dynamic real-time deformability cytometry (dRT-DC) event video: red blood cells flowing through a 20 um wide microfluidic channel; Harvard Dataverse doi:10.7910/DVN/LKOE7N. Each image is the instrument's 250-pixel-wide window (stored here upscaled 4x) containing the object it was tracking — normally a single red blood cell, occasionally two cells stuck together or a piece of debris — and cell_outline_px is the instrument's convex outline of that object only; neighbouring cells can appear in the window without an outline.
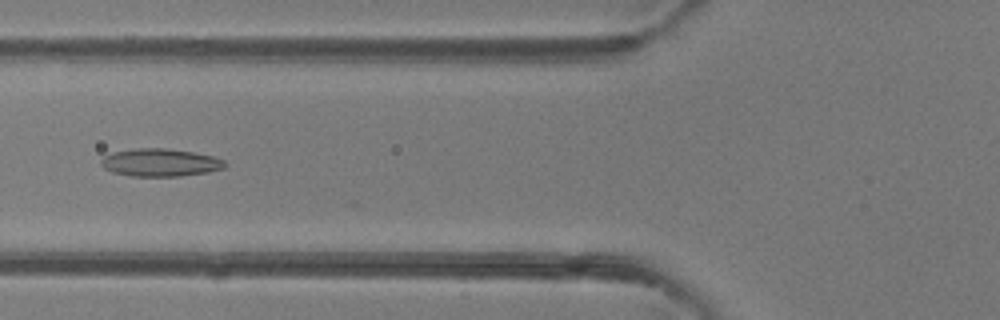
{"species": "common noctule bat (a hibernating species)", "species_latin": "Nyctalus noctula", "temperature_condition": "room temperature", "stored_images_in_passage": 25, "camera_frame_rate_fps": 3000, "um_per_image_px": 0.085, "animal": {"sex": "female"}, "frame": {"image": 1, "passage_image": 15, "time_ms": 4.667, "image_size_px": [1000, 320], "cell_outline_px": [[228, 164], [224, 168], [208, 172], [180, 176], [132, 176], [112, 172], [104, 168], [100, 164], [100, 160], [104, 156], [112, 152], [132, 148], [164, 148], [192, 152], [212, 156], [224, 160]], "centroid_in_image_um": [13.6, 13.81], "position_along_channel_um": 112.2, "area_um2": 20.11}}
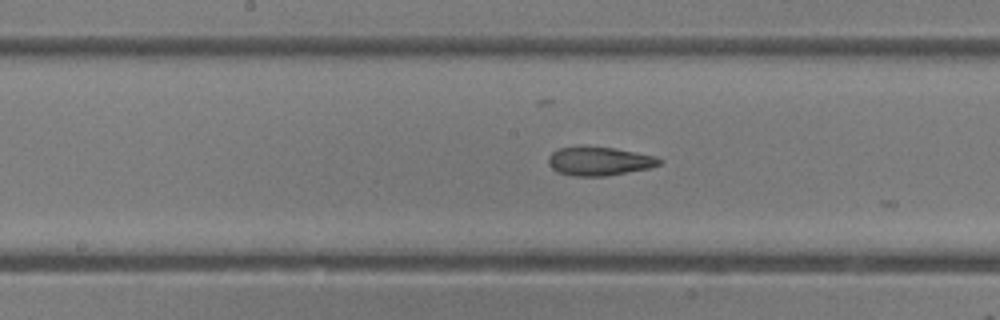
{"frame": {"image": 2, "passage_image": 21, "time_ms": 6.667, "image_size_px": [1000, 320], "cell_outline_px": [[664, 160], [660, 164], [648, 168], [604, 176], [576, 176], [556, 172], [548, 164], [548, 156], [552, 152], [560, 148], [616, 148], [656, 156]], "centroid_in_image_um": [50.95, 13.72], "position_along_channel_um": 197.3, "area_um2": 18.15}}
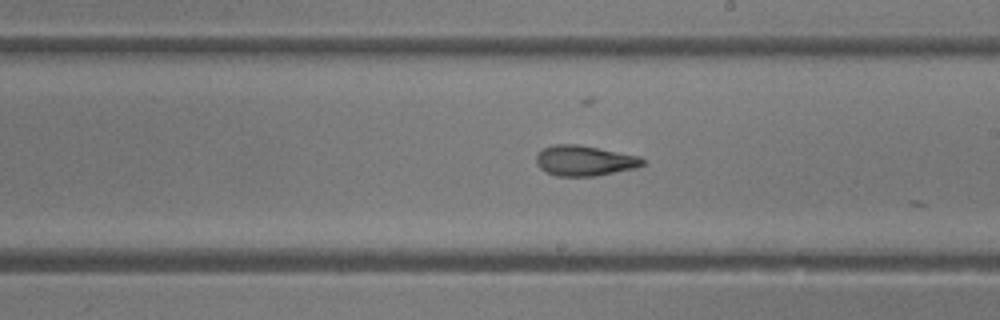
{"frame": {"image": 3, "passage_image": 24, "time_ms": 7.667, "image_size_px": [1000, 320], "cell_outline_px": [[644, 164], [636, 168], [596, 176], [556, 176], [540, 168], [536, 164], [536, 156], [544, 148], [552, 144], [576, 144], [640, 156], [644, 160]], "centroid_in_image_um": [49.68, 13.66], "position_along_channel_um": 239.3, "area_um2": 18.73}}